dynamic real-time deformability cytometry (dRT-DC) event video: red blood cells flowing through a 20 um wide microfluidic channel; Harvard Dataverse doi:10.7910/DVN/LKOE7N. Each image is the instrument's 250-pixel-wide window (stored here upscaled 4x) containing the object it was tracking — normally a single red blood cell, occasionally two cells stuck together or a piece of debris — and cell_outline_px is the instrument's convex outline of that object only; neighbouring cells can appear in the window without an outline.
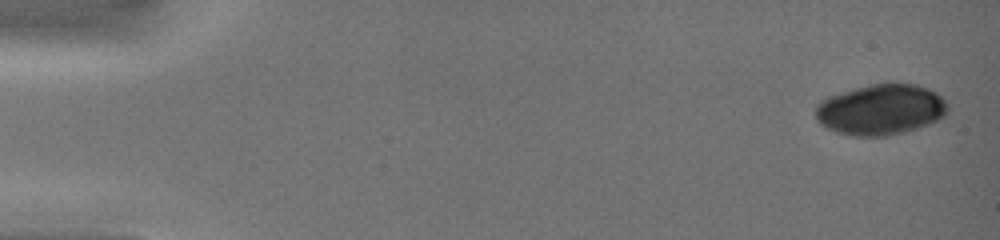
{"species": "common noctule bat (a hibernating species)", "species_latin": "Nyctalus noctula", "temperature_condition": "warm", "stored_images_in_passage": 8, "camera_frame_rate_fps": 3000, "um_per_image_px": 0.085, "animal": {"sex": "female", "body_mass_g": 19.0, "forearm_length_mm": 51.5}, "frame": {"image": 1, "passage_image": 1, "time_ms": 0.0, "image_size_px": [1000, 240], "cell_outline_px": [[948, 112], [944, 116], [928, 124], [904, 132], [884, 136], [852, 136], [836, 132], [820, 124], [816, 120], [816, 104], [820, 100], [828, 96], [884, 80], [888, 80], [916, 84], [928, 88], [936, 92], [948, 104]], "centroid_in_image_um": [74.87, 9.28], "position_along_channel_um": 10.1, "area_um2": 39.71}}